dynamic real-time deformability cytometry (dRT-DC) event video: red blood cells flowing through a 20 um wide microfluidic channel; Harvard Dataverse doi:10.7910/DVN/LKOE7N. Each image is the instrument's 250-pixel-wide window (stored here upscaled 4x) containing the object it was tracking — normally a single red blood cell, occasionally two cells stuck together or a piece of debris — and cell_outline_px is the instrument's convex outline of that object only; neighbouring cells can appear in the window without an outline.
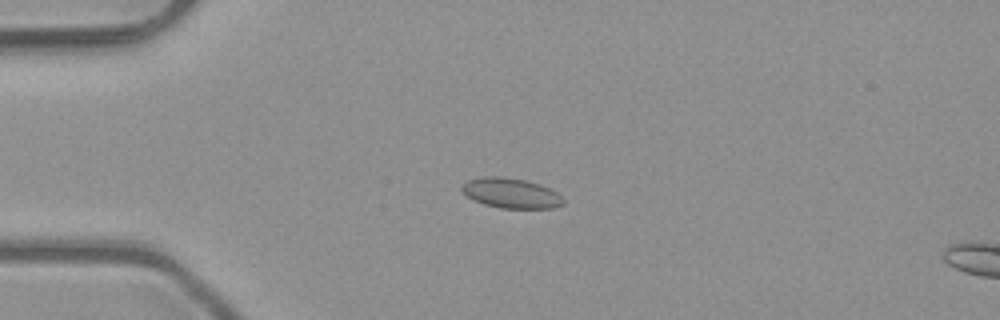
{"species": "common noctule bat (a hibernating species)", "species_latin": "Nyctalus noctula", "temperature_condition": "room temperature", "stored_images_in_passage": 4, "camera_frame_rate_fps": 3000, "um_per_image_px": 0.085, "animal": {"sex": "male", "body_mass_g": 23.1, "forearm_length_mm": 52.7}, "frame": {"image": 1, "passage_image": 1, "time_ms": 0.0, "image_size_px": [1000, 320], "cell_outline_px": [[564, 204], [552, 208], [500, 208], [484, 204], [472, 200], [460, 188], [468, 180], [484, 176], [500, 176], [524, 180], [540, 184], [556, 192], [564, 200]], "centroid_in_image_um": [43.43, 16.42], "position_along_channel_um": 41.6, "area_um2": 17.63}}